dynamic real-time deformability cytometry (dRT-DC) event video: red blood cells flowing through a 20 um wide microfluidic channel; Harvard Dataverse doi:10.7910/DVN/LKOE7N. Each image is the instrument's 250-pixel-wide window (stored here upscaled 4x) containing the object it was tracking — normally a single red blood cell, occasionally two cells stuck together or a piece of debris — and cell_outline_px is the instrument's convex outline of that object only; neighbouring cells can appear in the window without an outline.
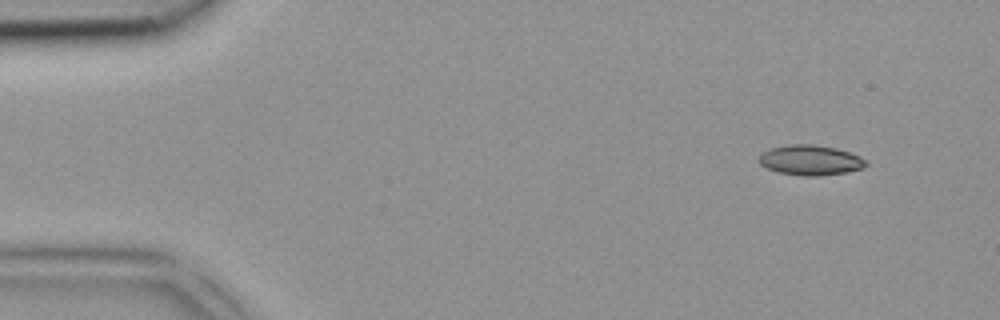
{"species": "common noctule bat (a hibernating species)", "species_latin": "Nyctalus noctula", "temperature_condition": "room temperature", "stored_images_in_passage": 2, "camera_frame_rate_fps": 3000, "um_per_image_px": 0.085, "animal": {"sex": "female", "body_mass_g": 18.4}, "frame": {"image": 1, "passage_image": 1, "time_ms": 0.0, "image_size_px": [1000, 320], "cell_outline_px": [[868, 164], [860, 168], [844, 172], [820, 176], [804, 176], [780, 172], [768, 168], [760, 164], [760, 156], [764, 152], [772, 148], [788, 144], [812, 144], [836, 148], [860, 156], [868, 160]], "centroid_in_image_um": [68.91, 13.6], "position_along_channel_um": 16.1, "area_um2": 18.5}}